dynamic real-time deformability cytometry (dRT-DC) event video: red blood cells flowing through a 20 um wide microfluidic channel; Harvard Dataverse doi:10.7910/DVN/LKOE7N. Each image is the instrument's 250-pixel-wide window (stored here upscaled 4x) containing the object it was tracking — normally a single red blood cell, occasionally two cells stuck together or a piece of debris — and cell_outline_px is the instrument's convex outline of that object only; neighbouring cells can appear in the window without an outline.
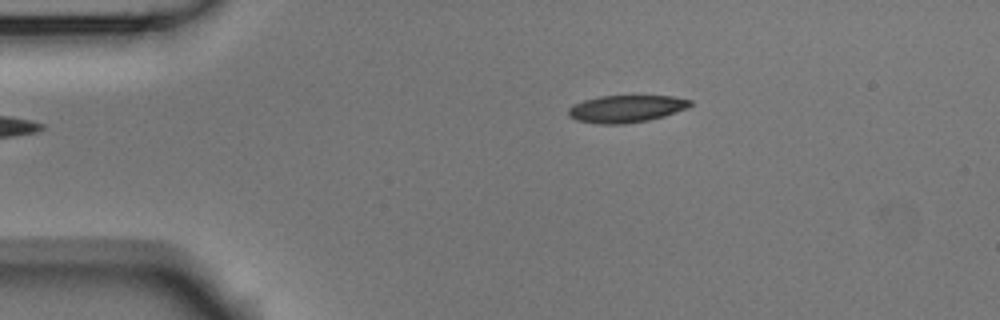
{"species": "Egyptian fruit bat (a non-hibernating species)", "species_latin": "Rousettus aegyptiacus", "temperature_condition": "room temperature", "stored_images_in_passage": 2, "camera_frame_rate_fps": 3000, "um_per_image_px": 0.085, "animal": {"sex": "male"}, "frame": {"image": 1, "passage_image": 2, "time_ms": 0.333, "image_size_px": [1000, 320], "cell_outline_px": [[692, 104], [688, 108], [664, 116], [648, 120], [624, 124], [596, 124], [576, 120], [568, 116], [568, 108], [584, 100], [600, 96], [672, 96], [692, 100]], "centroid_in_image_um": [53.23, 9.25], "position_along_channel_um": 31.8, "area_um2": 19.36}}